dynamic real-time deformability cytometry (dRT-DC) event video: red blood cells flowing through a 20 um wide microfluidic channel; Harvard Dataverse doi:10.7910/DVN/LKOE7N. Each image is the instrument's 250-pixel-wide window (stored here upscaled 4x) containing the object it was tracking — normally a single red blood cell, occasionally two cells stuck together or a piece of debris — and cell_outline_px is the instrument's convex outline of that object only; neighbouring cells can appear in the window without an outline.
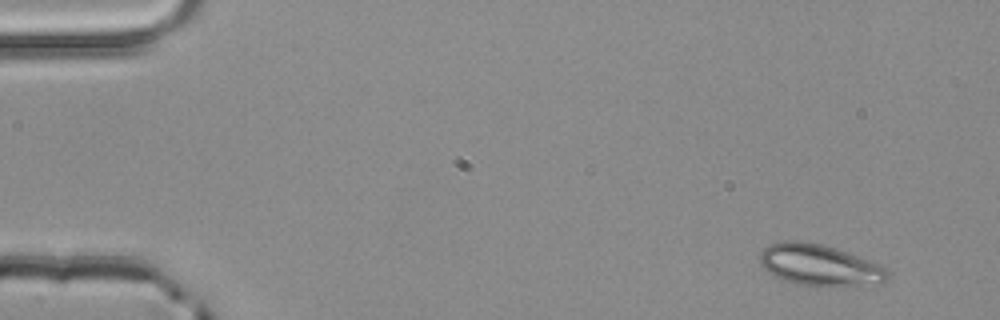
{"species": "common noctule bat (a hibernating species)", "species_latin": "Nyctalus noctula", "temperature_condition": "room temperature", "stored_images_in_passage": 4, "camera_frame_rate_fps": 3000, "um_per_image_px": 0.085, "animal": {"sex": "male", "body_mass_g": 20.4}, "frame": {"image": 1, "passage_image": 1, "time_ms": 0.0, "image_size_px": [1000, 320], "cell_outline_px": [[888, 280], [848, 284], [800, 284], [784, 280], [768, 272], [760, 264], [760, 252], [768, 244], [784, 240], [800, 240], [824, 244], [848, 252], [868, 260], [884, 268], [888, 272]], "centroid_in_image_um": [69.53, 22.45], "position_along_channel_um": 15.5, "area_um2": 29.65}}